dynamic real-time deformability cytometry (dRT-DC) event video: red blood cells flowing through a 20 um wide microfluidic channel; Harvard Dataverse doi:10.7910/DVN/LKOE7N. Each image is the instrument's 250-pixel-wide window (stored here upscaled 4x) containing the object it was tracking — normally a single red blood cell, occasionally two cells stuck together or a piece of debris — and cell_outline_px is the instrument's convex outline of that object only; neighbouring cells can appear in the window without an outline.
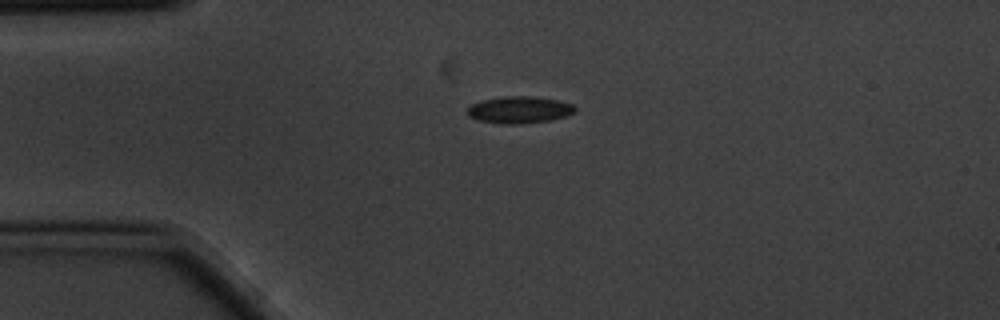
{"species": "common noctule bat (a hibernating species)", "species_latin": "Nyctalus noctula", "temperature_condition": "cold", "stored_images_in_passage": 3, "camera_frame_rate_fps": 3000, "um_per_image_px": 0.085, "animal": {"sex": "male", "body_mass_g": 20.1, "forearm_length_mm": 53.5}, "frame": {"image": 1, "passage_image": 1, "time_ms": 0.0, "image_size_px": [1000, 320], "cell_outline_px": [[576, 112], [552, 120], [520, 124], [500, 124], [476, 120], [468, 116], [468, 108], [472, 104], [480, 100], [504, 96], [532, 96], [560, 100], [572, 104], [576, 108]], "centroid_in_image_um": [44.14, 9.33], "position_along_channel_um": 40.9, "area_um2": 17.11}}